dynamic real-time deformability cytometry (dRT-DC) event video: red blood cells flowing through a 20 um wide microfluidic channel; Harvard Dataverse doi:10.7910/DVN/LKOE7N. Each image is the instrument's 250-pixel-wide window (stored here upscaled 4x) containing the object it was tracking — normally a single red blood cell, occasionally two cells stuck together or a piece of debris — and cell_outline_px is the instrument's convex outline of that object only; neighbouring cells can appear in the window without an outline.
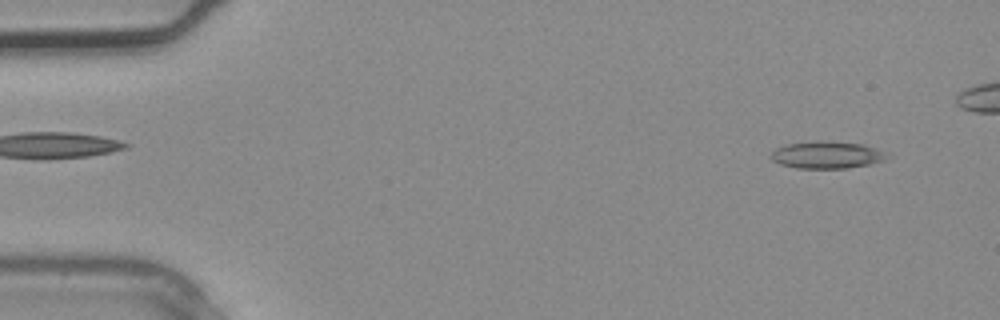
{"species": "common noctule bat (a hibernating species)", "species_latin": "Nyctalus noctula", "temperature_condition": "warm", "stored_images_in_passage": 3, "camera_frame_rate_fps": 3000, "um_per_image_px": 0.085, "animal": {"sex": "male", "body_mass_g": 20.4}, "frame": {"image": 1, "passage_image": 1, "time_ms": 0.0, "image_size_px": [1000, 320], "cell_outline_px": [[888, 156], [884, 160], [868, 164], [848, 168], [796, 168], [780, 164], [772, 160], [772, 152], [776, 148], [784, 144], [816, 140], [864, 144], [888, 152]], "centroid_in_image_um": [70.28, 13.15], "position_along_channel_um": 14.7, "area_um2": 18.44}}